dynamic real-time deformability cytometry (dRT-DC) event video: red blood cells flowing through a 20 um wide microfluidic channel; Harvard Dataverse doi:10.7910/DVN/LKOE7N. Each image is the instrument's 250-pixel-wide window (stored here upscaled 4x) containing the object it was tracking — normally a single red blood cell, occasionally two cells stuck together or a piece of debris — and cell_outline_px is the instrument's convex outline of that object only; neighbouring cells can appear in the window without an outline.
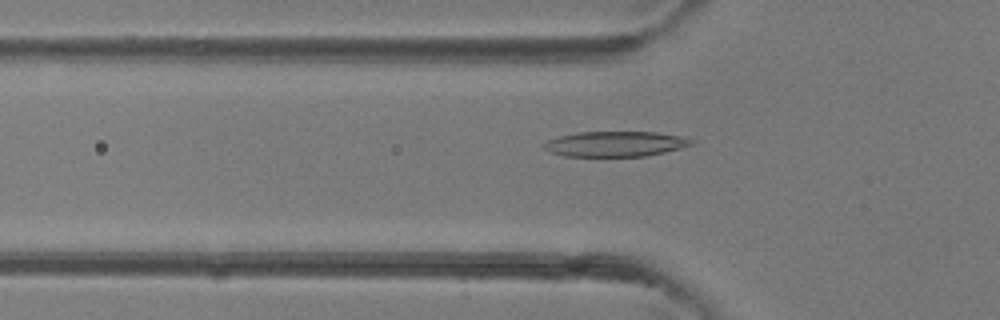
{"species": "common noctule bat (a hibernating species)", "species_latin": "Nyctalus noctula", "temperature_condition": "room temperature", "stored_images_in_passage": 39, "camera_frame_rate_fps": 3000, "um_per_image_px": 0.085, "animal": {"sex": "female"}, "frame": {"image": 1, "passage_image": 13, "time_ms": 4.0, "image_size_px": [1000, 320], "cell_outline_px": [[696, 140], [692, 144], [664, 152], [644, 156], [564, 156], [552, 152], [544, 148], [544, 144], [548, 140], [560, 136], [580, 132], [656, 132], [688, 136]], "centroid_in_image_um": [52.38, 12.22], "position_along_channel_um": 73.4, "area_um2": 21.62}}
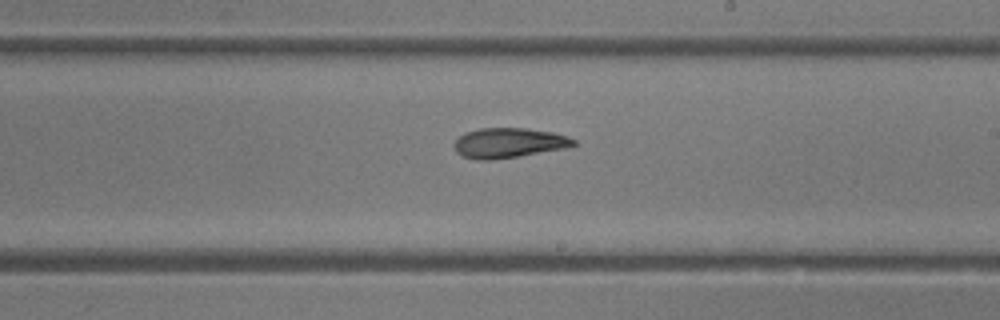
{"frame": {"image": 2, "passage_image": 23, "time_ms": 7.333, "image_size_px": [1000, 320], "cell_outline_px": [[576, 144], [564, 148], [520, 156], [492, 160], [476, 160], [464, 156], [456, 152], [452, 144], [464, 132], [480, 128], [524, 128], [552, 132], [568, 136], [576, 140]], "centroid_in_image_um": [43.21, 12.15], "position_along_channel_um": 245.8, "area_um2": 20.87}}
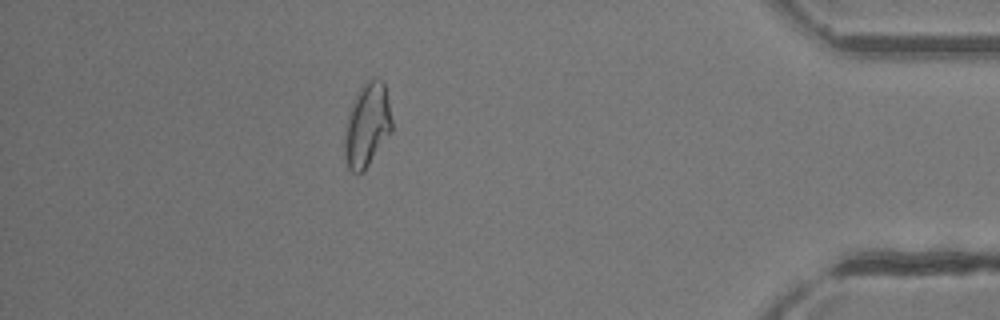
{"frame": {"image": 3, "passage_image": 35, "time_ms": 11.333, "image_size_px": [1000, 320], "cell_outline_px": [[392, 132], [364, 172], [352, 172], [348, 168], [344, 156], [344, 128], [348, 112], [352, 100], [364, 84], [372, 76], [376, 76], [384, 84], [392, 120]], "centroid_in_image_um": [31.18, 10.65], "position_along_channel_um": 404.0, "area_um2": 23.41}}